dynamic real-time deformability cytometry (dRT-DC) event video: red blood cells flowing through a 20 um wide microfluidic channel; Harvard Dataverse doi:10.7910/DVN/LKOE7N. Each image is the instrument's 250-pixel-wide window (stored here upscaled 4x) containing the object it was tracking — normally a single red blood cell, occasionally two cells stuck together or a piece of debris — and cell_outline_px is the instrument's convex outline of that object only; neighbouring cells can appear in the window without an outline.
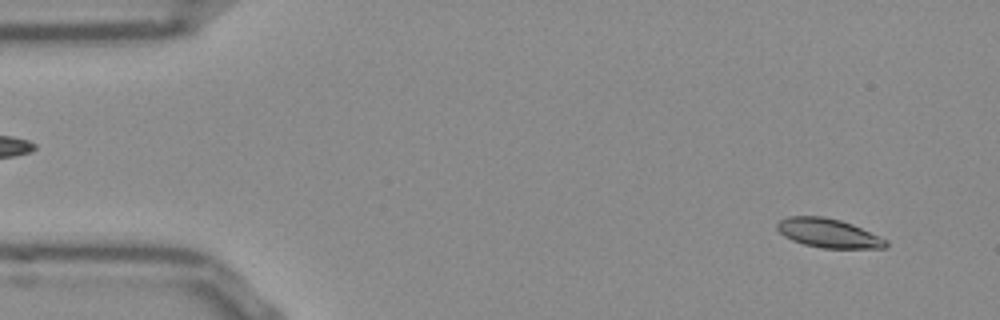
{"species": "Egyptian fruit bat (a non-hibernating species)", "species_latin": "Rousettus aegyptiacus", "temperature_condition": "room temperature", "stored_images_in_passage": 52, "camera_frame_rate_fps": 3000, "um_per_image_px": 0.085, "frame": {"image": 1, "passage_image": 3, "time_ms": 0.667, "image_size_px": [1000, 320], "cell_outline_px": [[888, 244], [884, 248], [820, 248], [804, 244], [792, 240], [784, 236], [776, 228], [776, 224], [780, 220], [788, 216], [824, 216], [840, 220], [852, 224], [880, 236], [888, 240]], "centroid_in_image_um": [70.41, 19.81], "position_along_channel_um": 14.6, "area_um2": 18.44}}
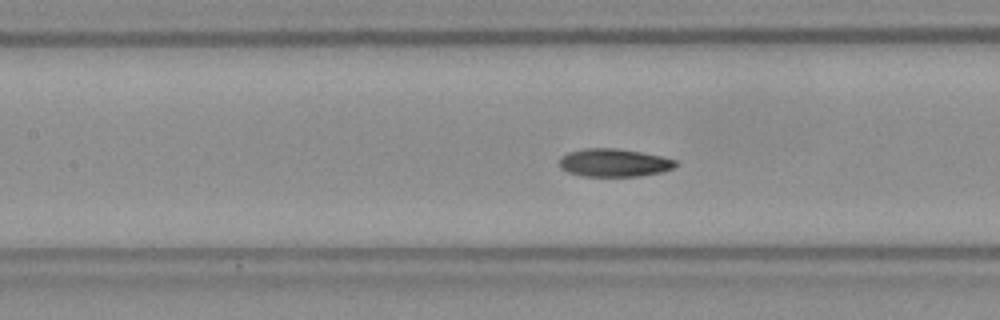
{"frame": {"image": 2, "passage_image": 22, "time_ms": 7.0, "image_size_px": [1000, 320], "cell_outline_px": [[676, 164], [672, 168], [660, 172], [636, 176], [580, 176], [568, 172], [560, 168], [560, 156], [568, 152], [584, 148], [616, 148], [640, 152], [660, 156], [676, 160]], "centroid_in_image_um": [52.13, 13.83], "position_along_channel_um": 155.3, "area_um2": 18.84}}
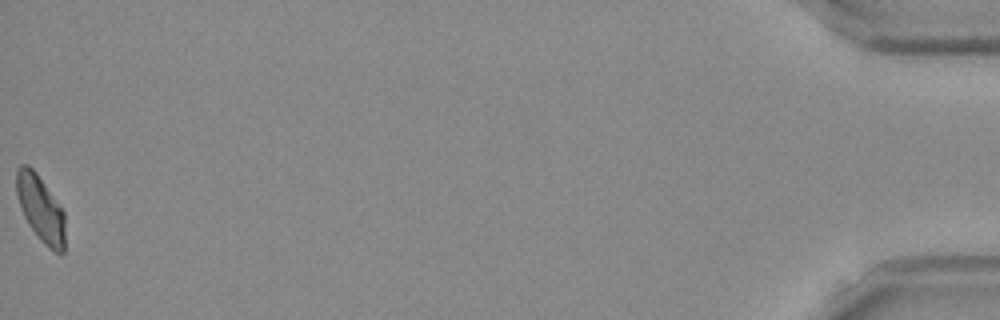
{"frame": {"image": 3, "passage_image": 52, "time_ms": 17.0, "image_size_px": [1000, 320], "cell_outline_px": [[64, 252], [60, 256], [48, 248], [40, 240], [28, 224], [24, 216], [16, 192], [16, 168], [20, 164], [28, 164], [36, 172], [64, 212]], "centroid_in_image_um": [3.44, 17.75], "position_along_channel_um": 431.8, "area_um2": 18.73}, "authors_computed_cell_mechanics": {"area_um2": 18.8717, "velocity_mm_per_s": 3.821, "shape_relaxation_time_tau1_ms": 3.3832, "shape_relaxation_time_tau2_ms": 4.8946, "deformation_change_tau1": 0.13, "deformation_change_tau2": 0.1008}}